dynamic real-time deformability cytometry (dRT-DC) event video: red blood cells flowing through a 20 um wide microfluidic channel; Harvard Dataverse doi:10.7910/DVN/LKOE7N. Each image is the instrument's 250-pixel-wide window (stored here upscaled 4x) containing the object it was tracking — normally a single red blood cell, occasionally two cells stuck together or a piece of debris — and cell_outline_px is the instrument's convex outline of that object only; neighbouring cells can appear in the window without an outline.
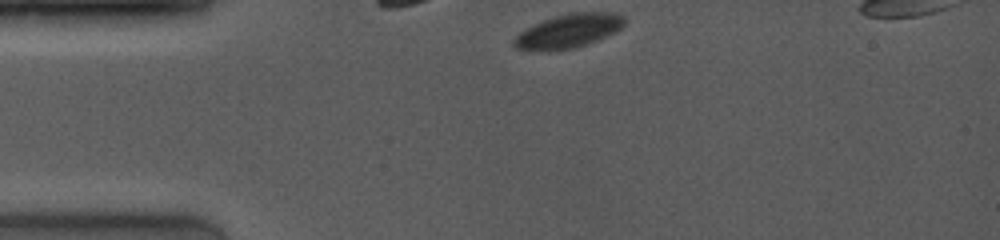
{"species": "common noctule bat (a hibernating species)", "species_latin": "Nyctalus noctula", "temperature_condition": "room temperature", "stored_images_in_passage": 7, "camera_frame_rate_fps": 4000, "um_per_image_px": 0.085, "animal": {"sex": "female", "body_mass_g": 19.0, "forearm_length_mm": 53.3}, "frame": {"image": 1, "passage_image": 1, "time_ms": 0.0, "image_size_px": [1000, 240], "cell_outline_px": [[624, 24], [620, 28], [588, 44], [572, 48], [548, 52], [516, 48], [512, 44], [512, 40], [520, 32], [532, 24], [552, 16], [572, 12], [612, 12], [624, 16]], "centroid_in_image_um": [48.26, 2.63], "position_along_channel_um": 36.7, "area_um2": 21.85}}